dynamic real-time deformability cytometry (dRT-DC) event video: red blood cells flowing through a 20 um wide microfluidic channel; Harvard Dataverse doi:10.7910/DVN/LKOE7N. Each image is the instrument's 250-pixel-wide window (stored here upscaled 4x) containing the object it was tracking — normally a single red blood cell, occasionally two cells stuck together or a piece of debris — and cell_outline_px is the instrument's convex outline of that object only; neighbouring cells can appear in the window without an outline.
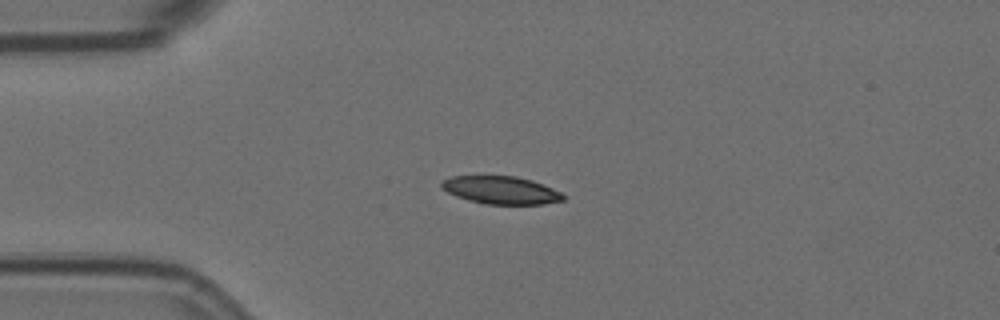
{"species": "Egyptian fruit bat (a non-hibernating species)", "species_latin": "Rousettus aegyptiacus", "temperature_condition": "room temperature", "stored_images_in_passage": 3, "camera_frame_rate_fps": 3000, "um_per_image_px": 0.085, "animal": {"sex": "female"}, "frame": {"image": 1, "passage_image": 2, "time_ms": 0.333, "image_size_px": [1000, 320], "cell_outline_px": [[564, 200], [544, 204], [488, 204], [468, 200], [456, 196], [440, 188], [440, 180], [452, 176], [516, 176], [532, 180], [552, 188], [560, 192], [564, 196]], "centroid_in_image_um": [42.54, 16.15], "position_along_channel_um": 42.5, "area_um2": 19.71}}